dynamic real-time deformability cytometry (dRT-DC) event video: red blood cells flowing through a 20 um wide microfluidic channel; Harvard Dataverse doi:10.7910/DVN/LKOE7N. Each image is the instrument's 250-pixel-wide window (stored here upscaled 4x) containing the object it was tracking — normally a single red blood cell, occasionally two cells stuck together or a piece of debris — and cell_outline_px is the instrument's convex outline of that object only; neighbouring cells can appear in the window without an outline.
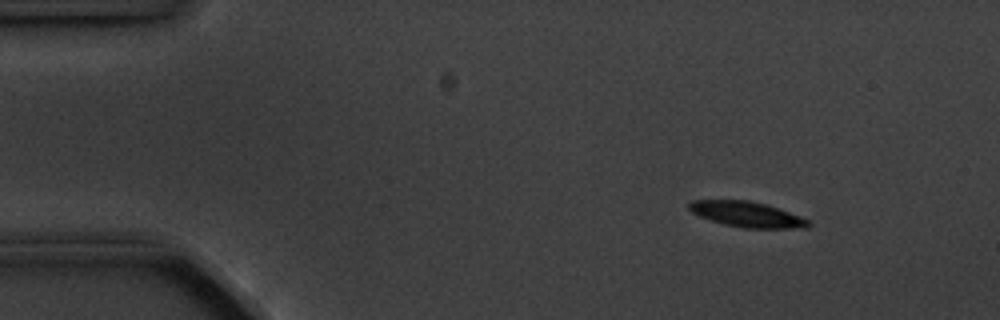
{"species": "common noctule bat (a hibernating species)", "species_latin": "Nyctalus noctula", "temperature_condition": "cold", "stored_images_in_passage": 4, "camera_frame_rate_fps": 3000, "um_per_image_px": 0.085, "animal": {"sex": "male", "body_mass_g": 20.1, "forearm_length_mm": 53.5}, "frame": {"image": 1, "passage_image": 1, "time_ms": 0.0, "image_size_px": [1000, 320], "cell_outline_px": [[812, 224], [808, 228], [744, 228], [724, 224], [700, 216], [692, 212], [688, 208], [688, 204], [692, 200], [748, 200], [764, 204], [800, 216], [808, 220]], "centroid_in_image_um": [63.49, 18.22], "position_along_channel_um": 21.5, "area_um2": 17.46}}
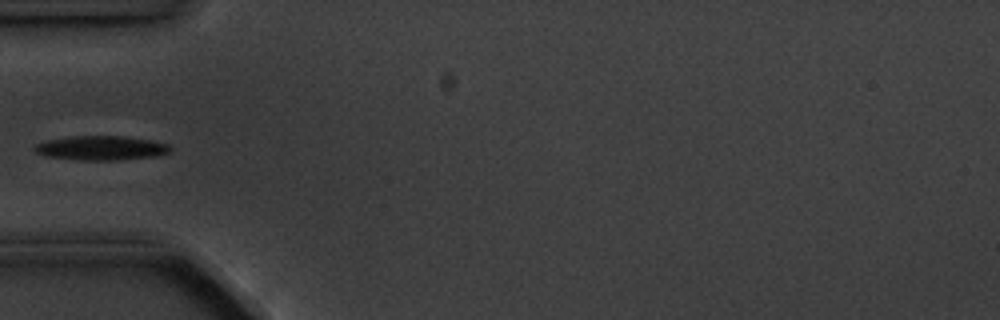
{"frame": {"image": 2, "passage_image": 4, "time_ms": 3.667, "image_size_px": [1000, 320], "cell_outline_px": [[172, 152], [160, 156], [120, 160], [80, 160], [44, 156], [36, 152], [32, 148], [36, 144], [48, 140], [72, 136], [120, 136], [148, 140], [168, 144], [172, 148]], "centroid_in_image_um": [8.62, 12.59], "position_along_channel_um": 76.4, "area_um2": 19.31}}